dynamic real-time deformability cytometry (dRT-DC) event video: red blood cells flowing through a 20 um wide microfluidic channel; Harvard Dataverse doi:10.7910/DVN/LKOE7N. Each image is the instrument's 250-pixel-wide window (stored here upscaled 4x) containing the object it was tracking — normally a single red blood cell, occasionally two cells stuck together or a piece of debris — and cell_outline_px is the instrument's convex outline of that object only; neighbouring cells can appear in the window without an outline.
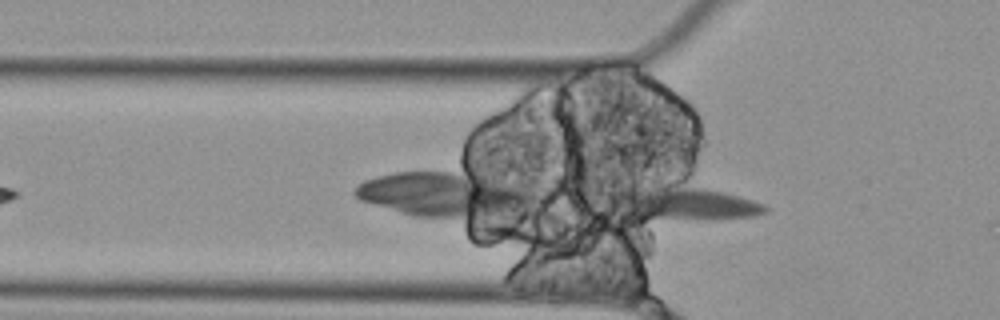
{"species": "Egyptian fruit bat (a non-hibernating species)", "species_latin": "Rousettus aegyptiacus", "temperature_condition": "cold", "stored_images_in_passage": 3, "segment_of_instrument_passage": [2, 2], "camera_frame_rate_fps": 3000, "um_per_image_px": 0.085, "animal": {"sex": "female"}, "frame": {"image": 1, "passage_image": 3, "time_ms": 0.667, "image_size_px": [1000, 320], "cell_outline_px": [[768, 212], [752, 216], [704, 220], [648, 220], [628, 216], [612, 208], [604, 200], [608, 192], [648, 176], [676, 176], [752, 200], [764, 204], [768, 208]], "centroid_in_image_um": [57.74, 17.07], "position_along_channel_um": 68.1, "area_um2": 36.01}}